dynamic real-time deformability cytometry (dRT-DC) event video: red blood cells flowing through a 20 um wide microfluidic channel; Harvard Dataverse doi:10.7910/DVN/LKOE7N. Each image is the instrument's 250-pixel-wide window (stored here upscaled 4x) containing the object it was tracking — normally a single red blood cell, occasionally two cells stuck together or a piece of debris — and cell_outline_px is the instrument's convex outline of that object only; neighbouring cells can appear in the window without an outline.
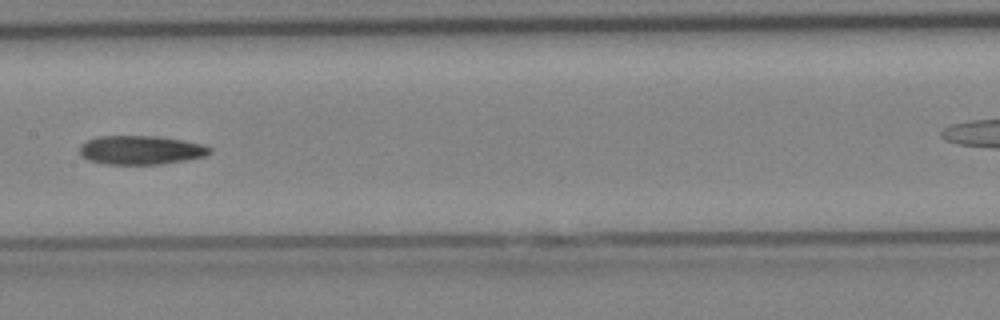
{"species": "Egyptian fruit bat (a non-hibernating species)", "species_latin": "Rousettus aegyptiacus", "temperature_condition": "cold", "stored_images_in_passage": 32, "camera_frame_rate_fps": 3000, "um_per_image_px": 0.085, "animal": {"sex": "female"}, "frame": {"image": 1, "passage_image": 14, "time_ms": 4.333, "image_size_px": [1000, 320], "cell_outline_px": [[212, 152], [204, 156], [188, 160], [160, 164], [108, 164], [88, 160], [80, 152], [80, 144], [88, 140], [100, 136], [156, 136], [184, 140], [204, 144], [212, 148]], "centroid_in_image_um": [12.02, 12.75], "position_along_channel_um": 195.4, "area_um2": 21.91}}